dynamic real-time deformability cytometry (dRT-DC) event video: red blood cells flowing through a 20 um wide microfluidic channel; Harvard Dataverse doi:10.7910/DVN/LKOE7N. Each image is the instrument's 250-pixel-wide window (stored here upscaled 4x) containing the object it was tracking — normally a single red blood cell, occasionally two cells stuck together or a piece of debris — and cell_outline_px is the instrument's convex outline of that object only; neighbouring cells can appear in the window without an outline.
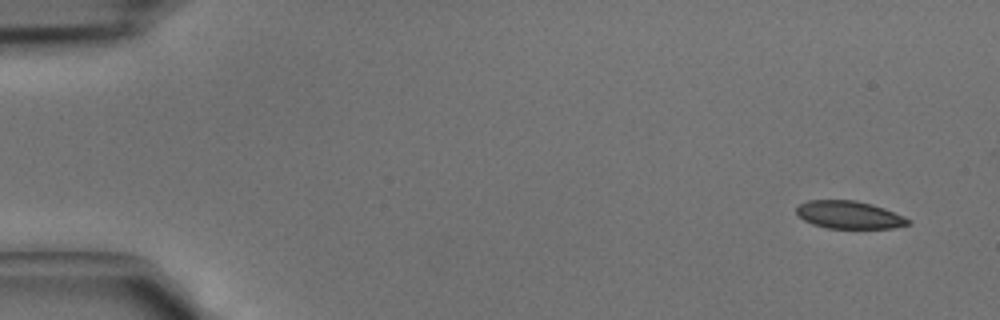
{"species": "common noctule bat (a hibernating species)", "species_latin": "Nyctalus noctula", "temperature_condition": "cold", "stored_images_in_passage": 4, "camera_frame_rate_fps": 3000, "um_per_image_px": 0.085, "animal": {"sex": "male", "body_mass_g": 15.6}, "frame": {"image": 1, "passage_image": 1, "time_ms": 0.0, "image_size_px": [1000, 320], "cell_outline_px": [[912, 224], [892, 228], [828, 228], [812, 224], [804, 220], [796, 212], [796, 208], [800, 204], [808, 200], [856, 200], [872, 204], [884, 208], [904, 216]], "centroid_in_image_um": [72.18, 18.26], "position_along_channel_um": 12.8, "area_um2": 17.98}}
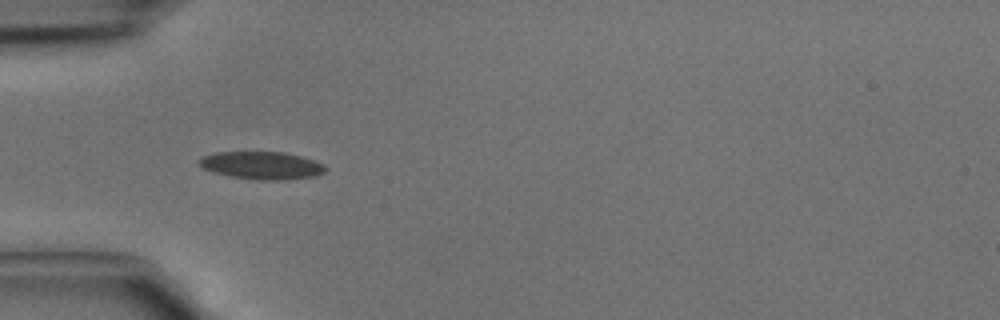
{"frame": {"image": 2, "passage_image": 4, "time_ms": 1.0, "image_size_px": [1000, 320], "cell_outline_px": [[328, 168], [324, 172], [316, 176], [284, 180], [260, 180], [232, 176], [212, 172], [200, 168], [196, 160], [200, 156], [216, 152], [284, 152], [300, 156], [324, 164]], "centroid_in_image_um": [22.2, 14.06], "position_along_channel_um": 62.8, "area_um2": 20.58}}